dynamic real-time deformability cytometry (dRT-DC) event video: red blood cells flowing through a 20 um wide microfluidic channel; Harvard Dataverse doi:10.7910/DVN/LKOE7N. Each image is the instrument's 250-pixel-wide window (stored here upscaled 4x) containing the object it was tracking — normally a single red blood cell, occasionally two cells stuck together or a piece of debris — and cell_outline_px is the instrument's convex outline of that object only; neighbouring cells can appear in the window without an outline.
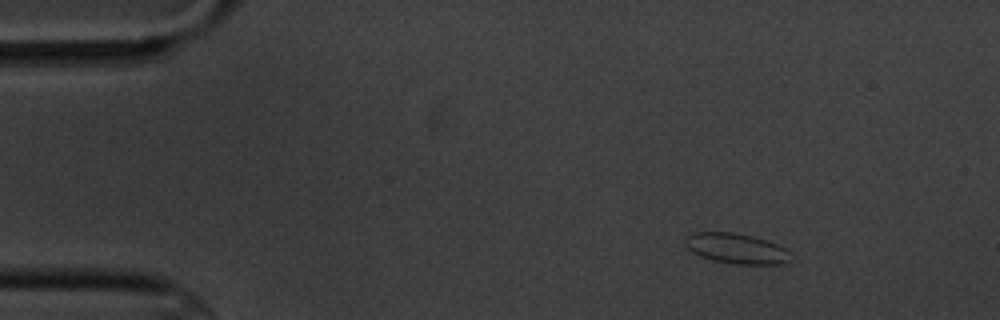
{"species": "common noctule bat (a hibernating species)", "species_latin": "Nyctalus noctula", "temperature_condition": "cold", "stored_images_in_passage": 15, "camera_frame_rate_fps": 3000, "um_per_image_px": 0.085, "animal": {"sex": "male", "body_mass_g": 20.1, "forearm_length_mm": 53.5}, "frame": {"image": 1, "passage_image": 1, "time_ms": 0.0, "image_size_px": [1000, 320], "cell_outline_px": [[788, 260], [784, 264], [732, 264], [712, 260], [700, 256], [692, 252], [684, 244], [684, 240], [692, 232], [732, 232], [752, 236], [776, 244], [784, 248]], "centroid_in_image_um": [62.49, 21.12], "position_along_channel_um": 22.5, "area_um2": 18.32}}
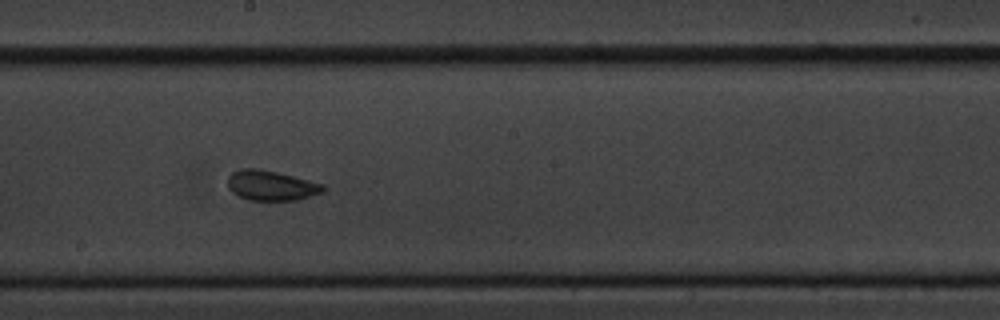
{"frame": {"image": 2, "passage_image": 8, "time_ms": 8.0, "image_size_px": [1000, 320], "cell_outline_px": [[324, 192], [296, 200], [248, 200], [232, 192], [228, 188], [228, 176], [232, 172], [240, 168], [260, 168], [324, 184]], "centroid_in_image_um": [23.02, 15.76], "position_along_channel_um": 225.2, "area_um2": 16.65}}
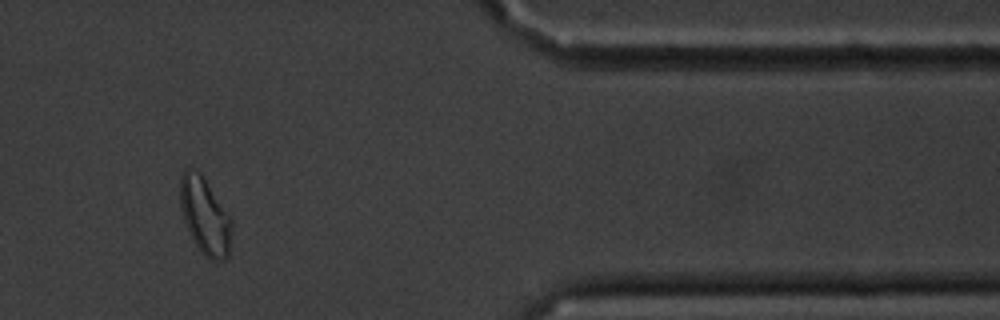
{"frame": {"image": 3, "passage_image": 13, "time_ms": 13.667, "image_size_px": [1000, 320], "cell_outline_px": [[232, 224], [228, 256], [224, 260], [212, 260], [204, 256], [196, 244], [184, 220], [180, 204], [180, 176], [184, 168], [192, 168], [200, 172], [232, 216]], "centroid_in_image_um": [17.43, 18.31], "position_along_channel_um": 394.0, "area_um2": 23.18}, "authors_computed_cell_mechanics": {"area_um2": 16.8198, "velocity_mm_per_s": 3.4607, "shape_relaxation_time_tau1_ms": 1.7239, "shape_relaxation_time_tau2_ms": null, "deformation_change_tau1": 0.0798, "deformation_change_tau2": null}}